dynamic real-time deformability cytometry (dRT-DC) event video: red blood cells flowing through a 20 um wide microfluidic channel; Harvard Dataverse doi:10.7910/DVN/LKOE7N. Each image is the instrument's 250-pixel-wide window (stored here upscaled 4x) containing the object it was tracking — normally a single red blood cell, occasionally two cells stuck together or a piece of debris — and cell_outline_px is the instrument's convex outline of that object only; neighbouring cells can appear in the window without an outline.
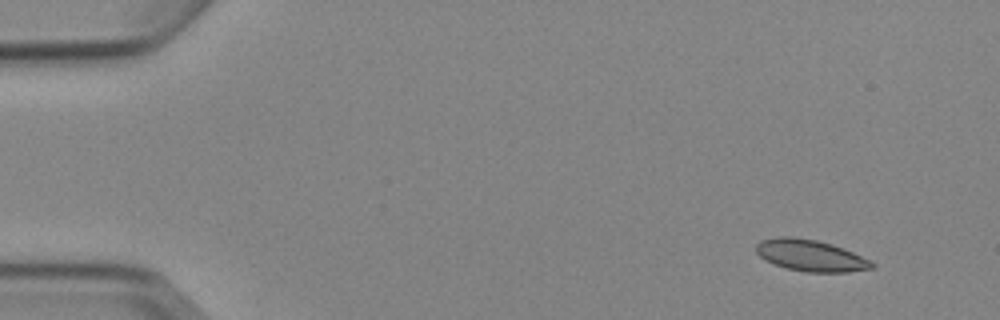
{"species": "Egyptian fruit bat (a non-hibernating species)", "species_latin": "Rousettus aegyptiacus", "temperature_condition": "cold", "stored_images_in_passage": 5, "camera_frame_rate_fps": 3000, "um_per_image_px": 0.085, "animal": {"sex": "female"}, "frame": {"image": 1, "passage_image": 2, "time_ms": 1.333, "image_size_px": [1000, 320], "cell_outline_px": [[876, 264], [872, 268], [848, 272], [808, 272], [788, 268], [764, 260], [756, 252], [756, 244], [760, 240], [780, 236], [792, 236], [816, 240], [832, 244], [844, 248]], "centroid_in_image_um": [68.87, 21.7], "position_along_channel_um": 16.1, "area_um2": 21.1}}
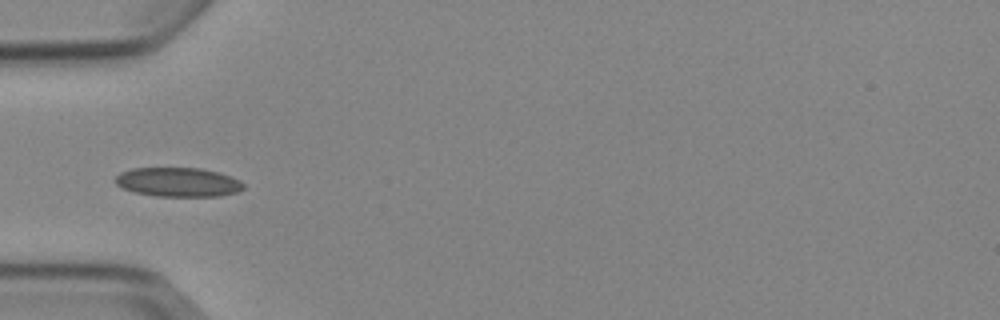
{"frame": {"image": 2, "passage_image": 5, "time_ms": 5.667, "image_size_px": [1000, 320], "cell_outline_px": [[244, 188], [236, 192], [220, 196], [156, 196], [136, 192], [124, 188], [116, 184], [112, 180], [120, 172], [132, 168], [200, 168], [220, 172], [232, 176], [240, 180], [244, 184]], "centroid_in_image_um": [15.15, 15.47], "position_along_channel_um": 69.9, "area_um2": 21.91}}